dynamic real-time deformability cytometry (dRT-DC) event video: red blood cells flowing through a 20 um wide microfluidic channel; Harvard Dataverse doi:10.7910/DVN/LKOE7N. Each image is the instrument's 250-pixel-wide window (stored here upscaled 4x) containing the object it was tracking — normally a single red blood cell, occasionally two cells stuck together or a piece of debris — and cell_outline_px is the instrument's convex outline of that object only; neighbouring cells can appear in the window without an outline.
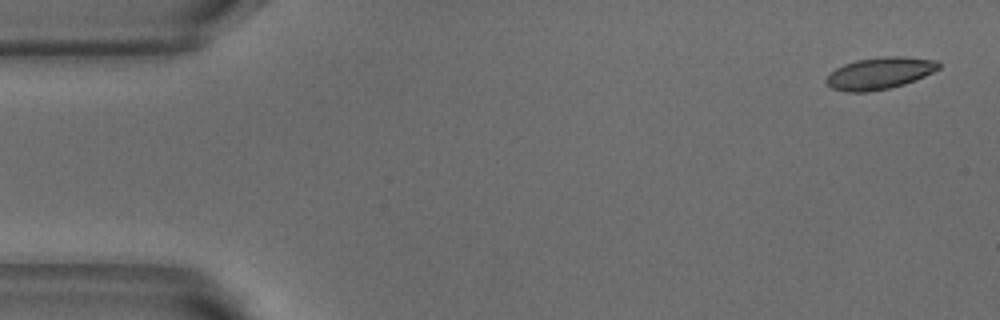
{"species": "common noctule bat (a hibernating species)", "species_latin": "Nyctalus noctula", "temperature_condition": "warm", "stored_images_in_passage": 4, "camera_frame_rate_fps": 3000, "um_per_image_px": 0.085, "animal": {"sex": "male", "body_mass_g": 18.8}, "frame": {"image": 1, "passage_image": 1, "time_ms": 0.0, "image_size_px": [1000, 320], "cell_outline_px": [[940, 68], [916, 80], [904, 84], [888, 88], [868, 92], [844, 92], [832, 88], [824, 80], [836, 68], [844, 64], [856, 60], [884, 56], [904, 56], [936, 60], [940, 64]], "centroid_in_image_um": [74.77, 6.22], "position_along_channel_um": 10.2, "area_um2": 20.87}}
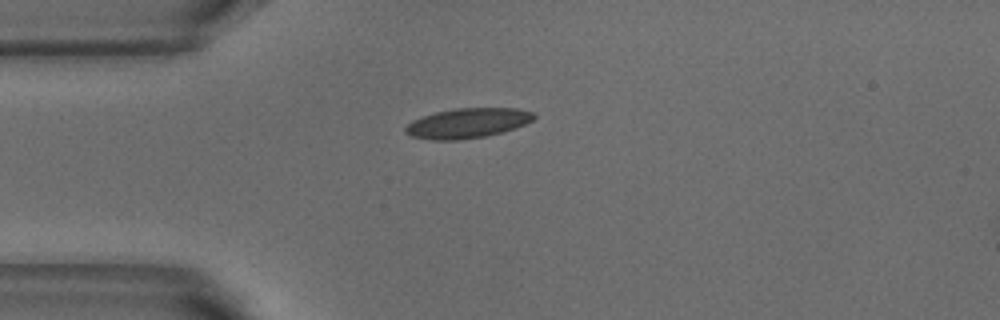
{"frame": {"image": 2, "passage_image": 4, "time_ms": 1.0, "image_size_px": [1000, 320], "cell_outline_px": [[536, 116], [532, 120], [516, 128], [484, 136], [456, 140], [432, 140], [412, 136], [404, 132], [404, 128], [412, 120], [436, 112], [456, 108], [516, 108], [532, 112]], "centroid_in_image_um": [39.72, 10.46], "position_along_channel_um": 45.3, "area_um2": 22.14}}